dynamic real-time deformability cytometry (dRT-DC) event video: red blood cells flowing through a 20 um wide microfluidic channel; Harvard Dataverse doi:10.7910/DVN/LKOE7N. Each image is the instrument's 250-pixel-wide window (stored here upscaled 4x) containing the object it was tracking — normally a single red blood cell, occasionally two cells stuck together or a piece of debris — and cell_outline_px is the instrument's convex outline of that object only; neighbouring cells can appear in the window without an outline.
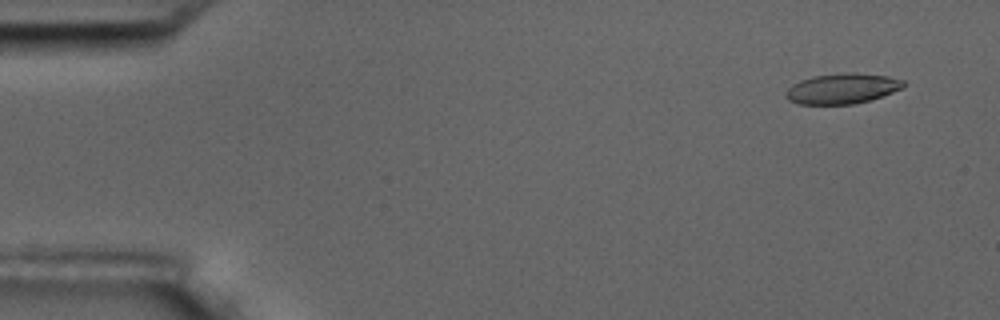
{"species": "common noctule bat (a hibernating species)", "species_latin": "Nyctalus noctula", "temperature_condition": "room temperature", "stored_images_in_passage": 56, "camera_frame_rate_fps": 3000, "um_per_image_px": 0.085, "animal": {"sex": "male", "body_mass_g": 17.5, "forearm_length_mm": 52.3}, "frame": {"image": 1, "passage_image": 4, "time_ms": 1.0, "image_size_px": [1000, 320], "cell_outline_px": [[908, 84], [904, 88], [868, 100], [852, 104], [800, 104], [788, 100], [784, 96], [784, 92], [792, 84], [800, 80], [812, 76], [848, 72], [852, 72], [888, 76], [904, 80]], "centroid_in_image_um": [71.58, 7.52], "position_along_channel_um": 13.4, "area_um2": 20.92}}
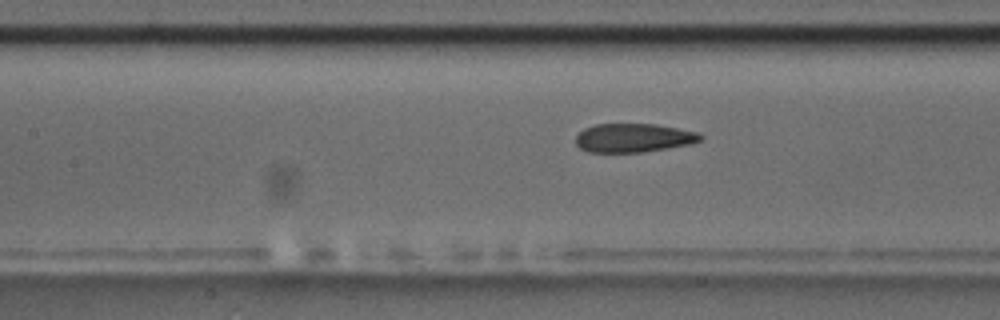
{"frame": {"image": 2, "passage_image": 25, "time_ms": 8.0, "image_size_px": [1000, 320], "cell_outline_px": [[704, 136], [700, 140], [692, 144], [668, 148], [640, 152], [588, 152], [580, 148], [576, 144], [576, 136], [584, 128], [596, 124], [656, 124], [700, 132]], "centroid_in_image_um": [53.88, 11.71], "position_along_channel_um": 153.5, "area_um2": 20.98}}
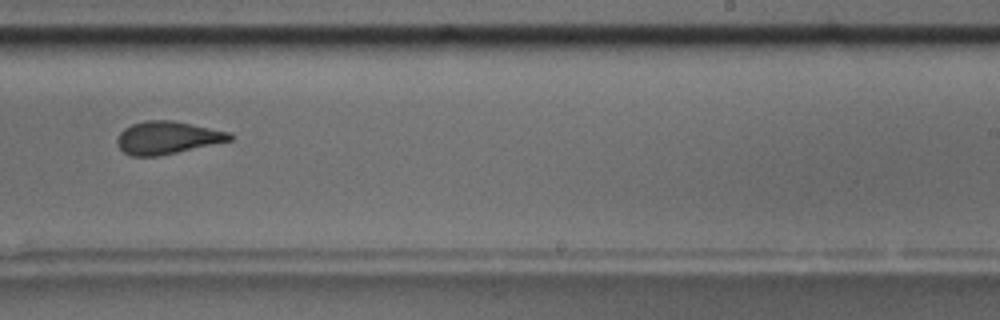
{"frame": {"image": 3, "passage_image": 35, "time_ms": 11.333, "image_size_px": [1000, 320], "cell_outline_px": [[232, 140], [160, 156], [132, 156], [124, 152], [116, 144], [116, 140], [120, 132], [124, 128], [132, 124], [144, 120], [172, 120], [232, 132]], "centroid_in_image_um": [14.21, 11.7], "position_along_channel_um": 274.8, "area_um2": 21.56}, "authors_computed_cell_mechanics": {"area_um2": 21.8195, "velocity_mm_per_s": 3.6555, "shape_relaxation_time_tau1_ms": 7.4591, "shape_relaxation_time_tau2_ms": 2.0157, "deformation_change_tau1": 0.1852, "deformation_change_tau2": 0.0845}}